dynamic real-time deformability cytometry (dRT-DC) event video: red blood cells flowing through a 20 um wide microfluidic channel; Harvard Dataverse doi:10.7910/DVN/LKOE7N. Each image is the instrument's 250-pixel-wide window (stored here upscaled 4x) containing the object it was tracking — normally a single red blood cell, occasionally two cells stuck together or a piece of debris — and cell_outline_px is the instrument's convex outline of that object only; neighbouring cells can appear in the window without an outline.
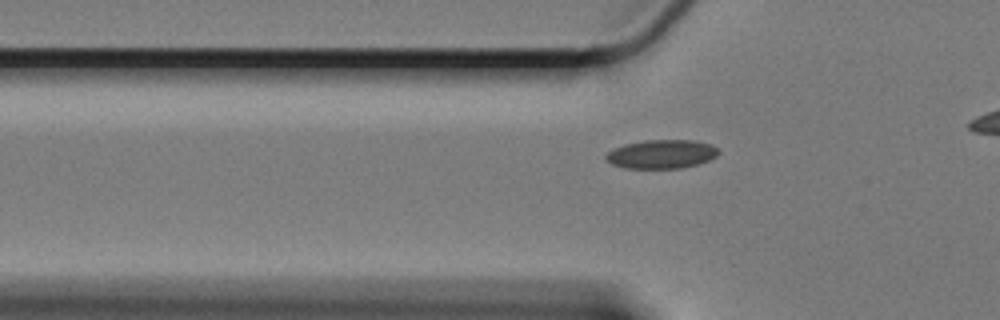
{"species": "Egyptian fruit bat (a non-hibernating species)", "species_latin": "Rousettus aegyptiacus", "temperature_condition": "cold", "stored_images_in_passage": 6, "camera_frame_rate_fps": 3000, "um_per_image_px": 0.085, "animal": {"sex": "female"}, "frame": {"image": 1, "passage_image": 4, "time_ms": 1.0, "image_size_px": [1000, 320], "cell_outline_px": [[720, 152], [716, 156], [708, 160], [696, 164], [680, 168], [624, 168], [612, 164], [604, 160], [604, 156], [612, 148], [624, 144], [644, 140], [692, 140], [712, 144], [720, 148]], "centroid_in_image_um": [56.21, 13.09], "position_along_channel_um": 69.6, "area_um2": 19.07}}